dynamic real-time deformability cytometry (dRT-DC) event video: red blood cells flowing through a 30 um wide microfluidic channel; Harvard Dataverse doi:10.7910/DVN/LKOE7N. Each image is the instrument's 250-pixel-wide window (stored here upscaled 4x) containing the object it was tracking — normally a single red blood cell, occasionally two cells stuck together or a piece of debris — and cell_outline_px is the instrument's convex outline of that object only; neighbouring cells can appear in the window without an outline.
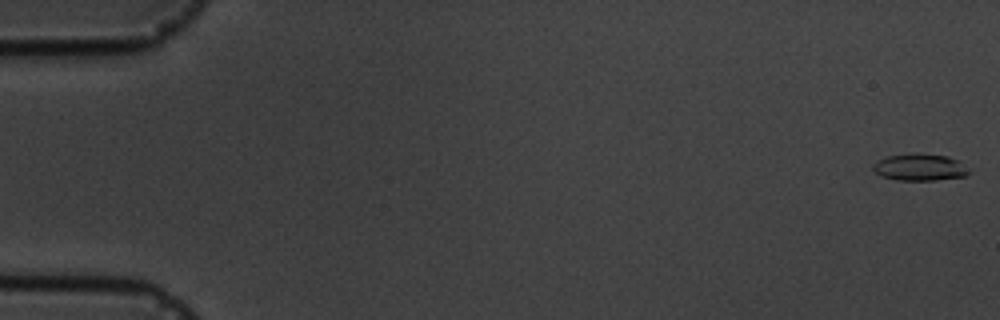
{"species": "common noctule bat (a hibernating species)", "species_latin": "Nyctalus noctula", "temperature_condition": "cold", "stored_images_in_passage": 5, "camera_frame_rate_fps": 3000, "um_per_image_px": 0.085, "animal": {"sex": "male", "body_mass_g": 19.5, "forearm_length_mm": 54.6}, "frame": {"image": 1, "passage_image": 1, "time_ms": 0.0, "image_size_px": [1000, 320], "cell_outline_px": [[972, 172], [968, 176], [936, 180], [896, 180], [880, 176], [872, 168], [872, 164], [888, 156], [916, 152], [920, 152], [948, 156], [960, 160], [972, 168]], "centroid_in_image_um": [78.29, 14.21], "position_along_channel_um": 6.7, "area_um2": 15.61}}